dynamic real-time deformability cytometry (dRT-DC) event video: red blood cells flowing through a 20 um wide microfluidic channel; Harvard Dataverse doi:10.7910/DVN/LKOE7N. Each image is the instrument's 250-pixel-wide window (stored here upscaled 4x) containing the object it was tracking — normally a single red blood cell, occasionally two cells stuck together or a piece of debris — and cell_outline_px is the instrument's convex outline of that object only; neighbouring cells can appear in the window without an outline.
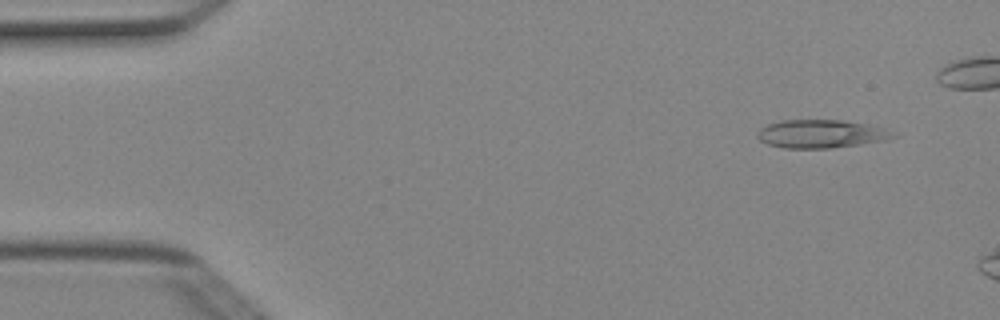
{"species": "Egyptian fruit bat (a non-hibernating species)", "species_latin": "Rousettus aegyptiacus", "temperature_condition": "cold", "stored_images_in_passage": 5, "segment_of_instrument_passage": [2, 2], "camera_frame_rate_fps": 3000, "um_per_image_px": 0.085, "animal": {"sex": "female"}, "frame": {"image": 1, "passage_image": 5, "time_ms": 1.333, "image_size_px": [1000, 320], "cell_outline_px": [[900, 132], [896, 136], [884, 140], [860, 144], [832, 148], [784, 148], [768, 144], [760, 140], [756, 136], [760, 128], [768, 124], [780, 120], [844, 120], [868, 124]], "centroid_in_image_um": [69.83, 11.37], "position_along_channel_um": 15.2, "area_um2": 22.48}}